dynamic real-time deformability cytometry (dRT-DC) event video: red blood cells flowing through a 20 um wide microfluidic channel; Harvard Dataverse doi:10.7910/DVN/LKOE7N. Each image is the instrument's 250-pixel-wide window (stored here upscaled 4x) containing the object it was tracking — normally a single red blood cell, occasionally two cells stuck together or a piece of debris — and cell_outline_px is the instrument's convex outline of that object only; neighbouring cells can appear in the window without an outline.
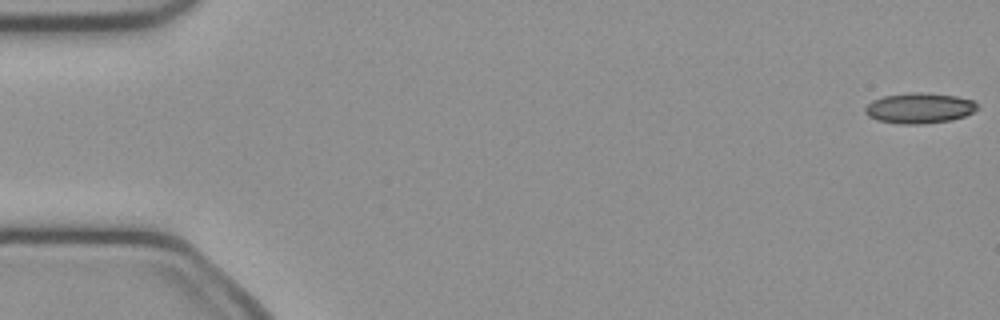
{"species": "common noctule bat (a hibernating species)", "species_latin": "Nyctalus noctula", "temperature_condition": "cold", "stored_images_in_passage": 51, "camera_frame_rate_fps": 3000, "um_per_image_px": 0.085, "animal": {"sex": "female", "body_mass_g": 21.9}, "frame": {"image": 1, "passage_image": 1, "time_ms": 0.0, "image_size_px": [1000, 320], "cell_outline_px": [[980, 108], [964, 116], [952, 120], [924, 124], [900, 124], [876, 120], [868, 116], [864, 112], [864, 108], [872, 100], [884, 96], [912, 92], [924, 92], [956, 96], [976, 100]], "centroid_in_image_um": [78.17, 9.19], "position_along_channel_um": 6.8, "area_um2": 20.23}}
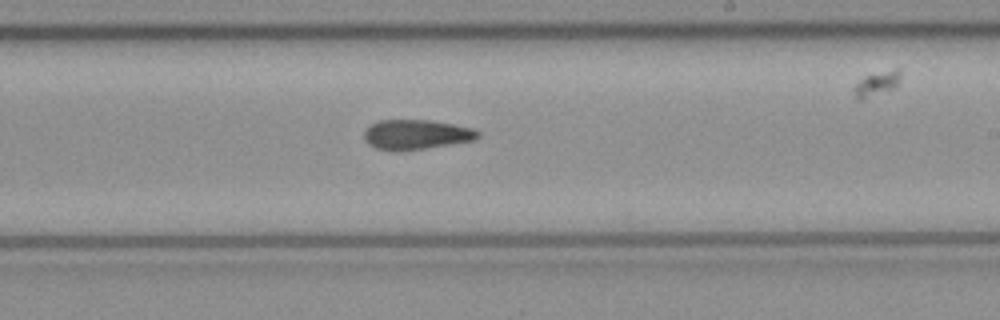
{"frame": {"image": 2, "passage_image": 30, "time_ms": 9.667, "image_size_px": [1000, 320], "cell_outline_px": [[480, 136], [476, 140], [452, 144], [424, 148], [376, 148], [368, 144], [364, 140], [364, 132], [372, 124], [380, 120], [428, 120], [476, 128], [480, 132]], "centroid_in_image_um": [35.46, 11.4], "position_along_channel_um": 253.5, "area_um2": 19.19}}
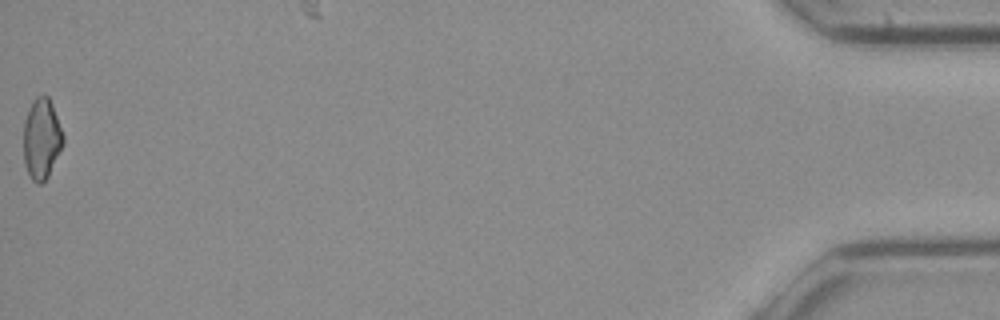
{"frame": {"image": 3, "passage_image": 51, "time_ms": 16.667, "image_size_px": [1000, 320], "cell_outline_px": [[64, 144], [48, 176], [40, 184], [36, 184], [32, 180], [24, 164], [24, 120], [28, 108], [32, 100], [36, 96], [44, 92], [48, 96], [52, 104], [64, 136]], "centroid_in_image_um": [3.53, 11.76], "position_along_channel_um": 431.7, "area_um2": 18.84}, "authors_computed_cell_mechanics": {"area_um2": 19.8832, "velocity_mm_per_s": 4.0519, "shape_relaxation_time_tau1_ms": null, "shape_relaxation_time_tau2_ms": 6.2195, "deformation_change_tau1": null, "deformation_change_tau2": 0.1446}}